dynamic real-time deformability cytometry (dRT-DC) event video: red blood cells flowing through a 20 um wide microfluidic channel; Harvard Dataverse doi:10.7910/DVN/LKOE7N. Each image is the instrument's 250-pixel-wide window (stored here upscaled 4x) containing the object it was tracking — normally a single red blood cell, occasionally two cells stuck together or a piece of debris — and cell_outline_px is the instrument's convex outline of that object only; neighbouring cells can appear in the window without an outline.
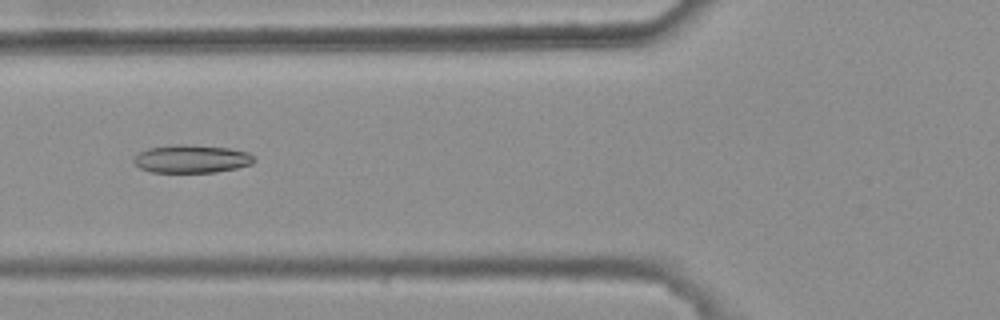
{"species": "common noctule bat (a hibernating species)", "species_latin": "Nyctalus noctula", "temperature_condition": "warm", "stored_images_in_passage": 8, "camera_frame_rate_fps": 3000, "um_per_image_px": 0.085, "animal": {"sex": "female", "body_mass_g": 25.1}, "frame": {"image": 1, "passage_image": 6, "time_ms": 1.667, "image_size_px": [1000, 320], "cell_outline_px": [[256, 160], [252, 164], [236, 168], [216, 172], [152, 172], [140, 168], [132, 160], [140, 152], [148, 148], [176, 144], [184, 144], [228, 148], [248, 152]], "centroid_in_image_um": [16.29, 13.5], "position_along_channel_um": 109.5, "area_um2": 19.54}}
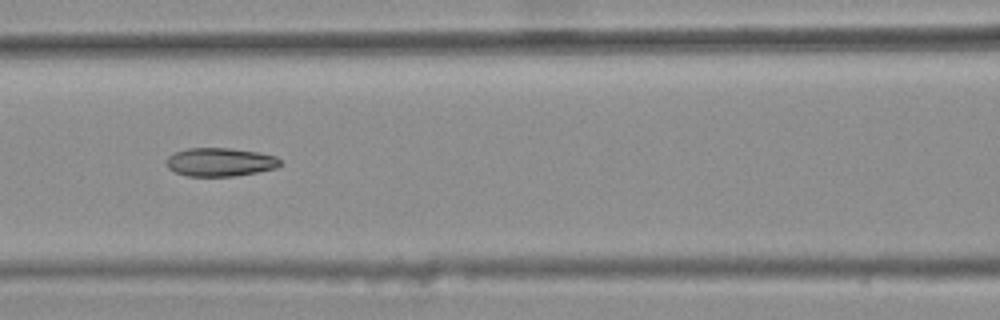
{"frame": {"image": 2, "passage_image": 7, "time_ms": 2.0, "image_size_px": [1000, 320], "cell_outline_px": [[280, 164], [276, 168], [236, 176], [188, 176], [176, 172], [168, 168], [168, 156], [176, 152], [188, 148], [228, 148], [256, 152], [276, 156], [280, 160]], "centroid_in_image_um": [18.72, 13.78], "position_along_channel_um": 147.9, "area_um2": 18.61}}
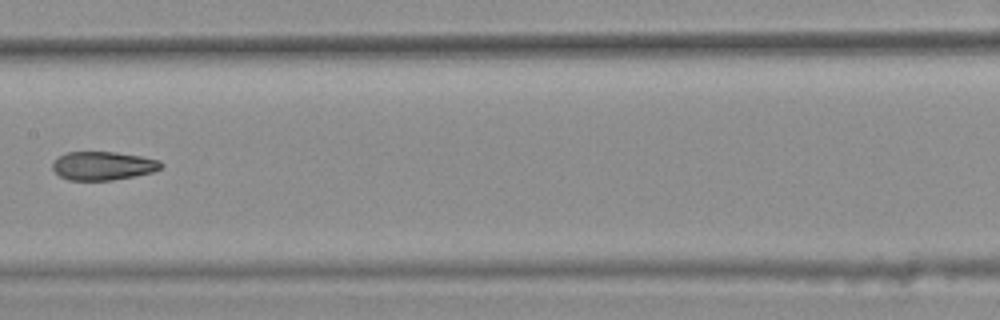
{"frame": {"image": 3, "passage_image": 8, "time_ms": 2.333, "image_size_px": [1000, 320], "cell_outline_px": [[164, 164], [160, 168], [152, 172], [112, 180], [68, 180], [60, 176], [52, 168], [52, 164], [60, 156], [68, 152], [116, 152], [140, 156], [160, 160]], "centroid_in_image_um": [8.76, 14.09], "position_along_channel_um": 198.6, "area_um2": 17.86}}